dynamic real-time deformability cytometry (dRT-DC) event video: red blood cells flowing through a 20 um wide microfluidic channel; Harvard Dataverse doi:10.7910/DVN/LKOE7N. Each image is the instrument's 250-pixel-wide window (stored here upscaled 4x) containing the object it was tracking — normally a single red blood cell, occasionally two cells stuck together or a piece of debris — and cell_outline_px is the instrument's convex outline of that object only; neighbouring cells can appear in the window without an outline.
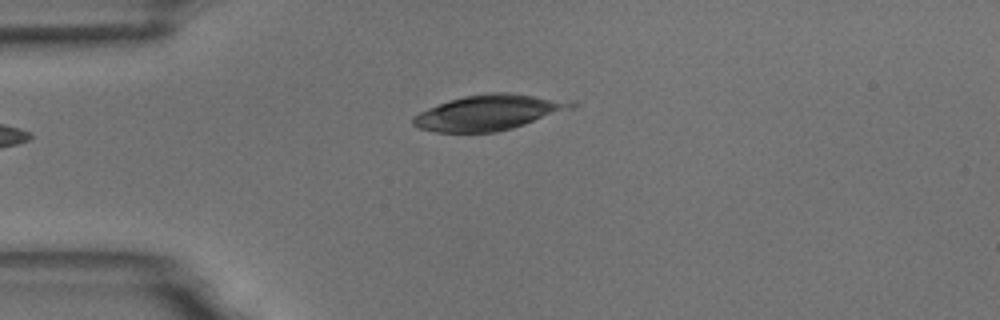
{"species": "common noctule bat (a hibernating species)", "species_latin": "Nyctalus noctula", "temperature_condition": "room temperature", "stored_images_in_passage": 5, "camera_frame_rate_fps": 3000, "um_per_image_px": 0.085, "animal": {"sex": "male", "body_mass_g": 18.8}, "frame": {"image": 1, "passage_image": 5, "time_ms": 4.333, "image_size_px": [1000, 320], "cell_outline_px": [[580, 104], [576, 108], [512, 128], [496, 132], [436, 132], [420, 128], [412, 124], [412, 116], [428, 108], [464, 96], [488, 92], [508, 92]], "centroid_in_image_um": [41.52, 9.57], "position_along_channel_um": 43.5, "area_um2": 32.14}}